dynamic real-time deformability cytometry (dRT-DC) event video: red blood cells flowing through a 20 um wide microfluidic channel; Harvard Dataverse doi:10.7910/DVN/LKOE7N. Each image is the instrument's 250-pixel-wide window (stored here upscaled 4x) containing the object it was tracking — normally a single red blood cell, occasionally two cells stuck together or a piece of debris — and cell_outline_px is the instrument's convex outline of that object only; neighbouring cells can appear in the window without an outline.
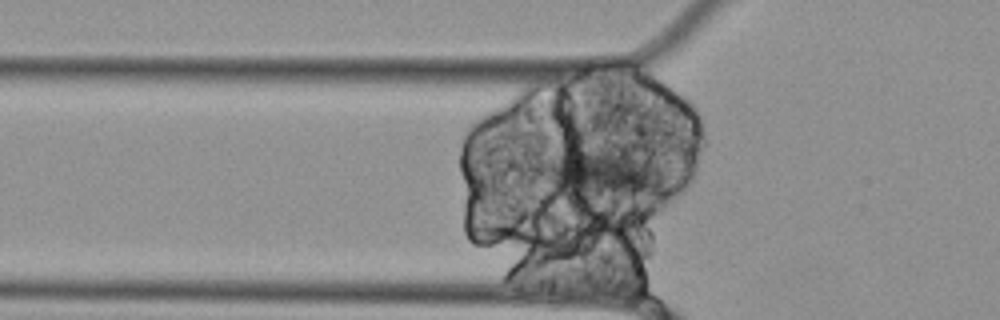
{"species": "Egyptian fruit bat (a non-hibernating species)", "species_latin": "Rousettus aegyptiacus", "temperature_condition": "cold", "stored_images_in_passage": 52, "segment_of_instrument_passage": [1, 2], "camera_frame_rate_fps": 3000, "um_per_image_px": 0.085, "animal": {"sex": "female"}, "frame": {"image": 1, "passage_image": 13, "time_ms": 4.0, "image_size_px": [1000, 320], "cell_outline_px": [[672, 176], [660, 196], [656, 200], [652, 200], [564, 196], [532, 172], [532, 168], [536, 164], [564, 152], [576, 148], [636, 160], [652, 164], [668, 172]], "centroid_in_image_um": [51.18, 14.96], "position_along_channel_um": 74.6, "area_um2": 36.36}}